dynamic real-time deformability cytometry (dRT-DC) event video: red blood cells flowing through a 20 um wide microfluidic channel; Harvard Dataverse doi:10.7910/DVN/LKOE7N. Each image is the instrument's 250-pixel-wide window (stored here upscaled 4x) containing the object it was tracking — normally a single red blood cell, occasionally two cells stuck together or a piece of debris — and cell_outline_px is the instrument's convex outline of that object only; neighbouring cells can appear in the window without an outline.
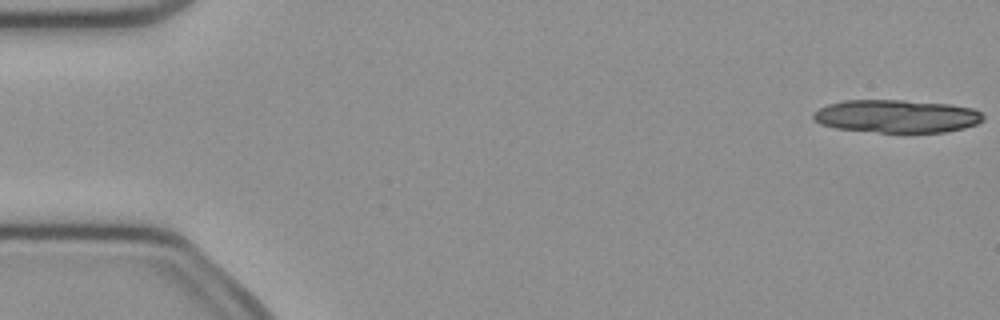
{"species": "common noctule bat (a hibernating species)", "species_latin": "Nyctalus noctula", "temperature_condition": "cold", "stored_images_in_passage": 17, "camera_frame_rate_fps": 3000, "um_per_image_px": 0.085, "animal": {"sex": "female", "body_mass_g": 21.9}, "frame": {"image": 1, "passage_image": 1, "time_ms": 0.0, "image_size_px": [1000, 320], "cell_outline_px": [[984, 120], [976, 124], [964, 128], [944, 132], [880, 132], [836, 128], [820, 124], [812, 120], [812, 112], [828, 104], [844, 100], [904, 100], [952, 104], [972, 108], [980, 112], [984, 116]], "centroid_in_image_um": [76.2, 9.87], "position_along_channel_um": 8.8, "area_um2": 32.77}}